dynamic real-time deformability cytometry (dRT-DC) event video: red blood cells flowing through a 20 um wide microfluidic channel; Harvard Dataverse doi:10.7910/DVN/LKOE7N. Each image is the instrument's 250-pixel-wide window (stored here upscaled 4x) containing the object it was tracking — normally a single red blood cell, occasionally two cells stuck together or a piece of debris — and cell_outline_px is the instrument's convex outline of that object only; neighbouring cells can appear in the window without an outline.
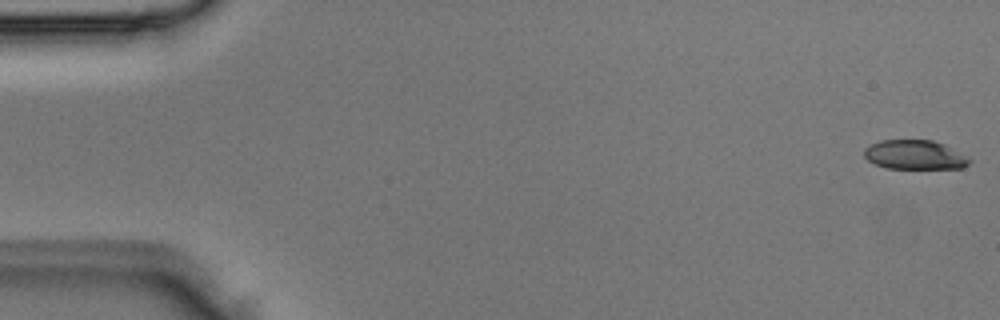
{"species": "Egyptian fruit bat (a non-hibernating species)", "species_latin": "Rousettus aegyptiacus", "temperature_condition": "room temperature", "stored_images_in_passage": 5, "camera_frame_rate_fps": 3000, "um_per_image_px": 0.085, "animal": {"sex": "male"}, "frame": {"image": 1, "passage_image": 1, "time_ms": 0.0, "image_size_px": [1000, 320], "cell_outline_px": [[972, 160], [964, 168], [888, 168], [876, 164], [868, 160], [864, 156], [864, 148], [880, 140], [932, 140], [944, 144], [952, 148]], "centroid_in_image_um": [77.75, 13.15], "position_along_channel_um": 7.2, "area_um2": 17.8}}